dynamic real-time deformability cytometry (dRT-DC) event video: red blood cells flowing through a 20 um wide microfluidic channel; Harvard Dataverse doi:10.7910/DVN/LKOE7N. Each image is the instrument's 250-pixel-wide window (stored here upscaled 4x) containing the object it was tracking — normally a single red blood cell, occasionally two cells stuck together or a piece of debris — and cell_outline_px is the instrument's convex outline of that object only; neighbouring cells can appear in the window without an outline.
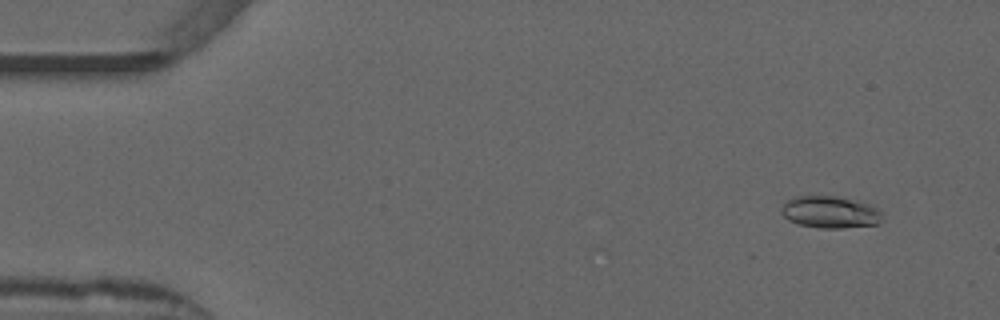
{"species": "common noctule bat (a hibernating species)", "species_latin": "Nyctalus noctula", "temperature_condition": "warm", "stored_images_in_passage": 52, "camera_frame_rate_fps": 3000, "um_per_image_px": 0.085, "animal": {"sex": "male", "forearm_length_mm": 52.5}, "frame": {"image": 1, "passage_image": 4, "time_ms": 1.0, "image_size_px": [1000, 320], "cell_outline_px": [[884, 212], [880, 220], [876, 224], [840, 228], [820, 228], [800, 224], [788, 220], [780, 212], [780, 208], [792, 196], [836, 196], [872, 204]], "centroid_in_image_um": [70.57, 18.02], "position_along_channel_um": 14.4, "area_um2": 18.9}}
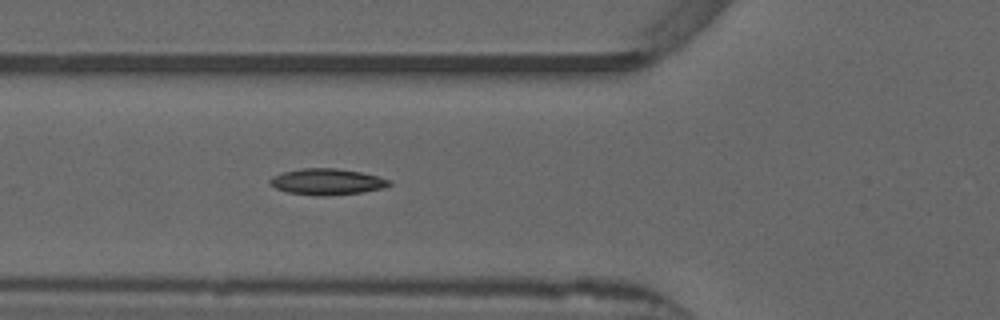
{"frame": {"image": 2, "passage_image": 19, "time_ms": 6.0, "image_size_px": [1000, 320], "cell_outline_px": [[392, 184], [384, 188], [360, 192], [324, 196], [316, 196], [288, 192], [276, 188], [268, 184], [268, 180], [272, 176], [284, 172], [300, 168], [336, 168], [360, 172], [392, 180]], "centroid_in_image_um": [27.77, 15.44], "position_along_channel_um": 98.0, "area_um2": 18.21}}
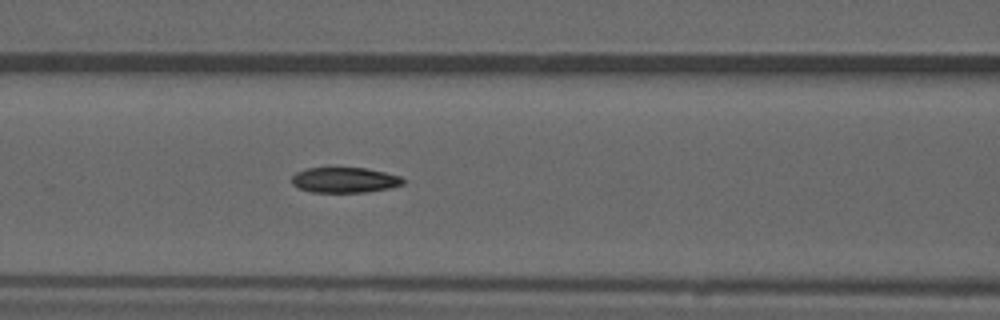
{"frame": {"image": 3, "passage_image": 22, "time_ms": 7.0, "image_size_px": [1000, 320], "cell_outline_px": [[404, 184], [388, 188], [368, 192], [312, 192], [300, 188], [292, 184], [292, 176], [296, 172], [308, 168], [364, 168], [384, 172], [400, 176], [404, 180]], "centroid_in_image_um": [29.29, 15.3], "position_along_channel_um": 137.3, "area_um2": 16.3}, "authors_computed_cell_mechanics": {"area_um2": 17.34, "velocity_mm_per_s": 3.8954, "shape_relaxation_time_tau1_ms": null, "shape_relaxation_time_tau2_ms": 3.487, "deformation_change_tau1": null, "deformation_change_tau2": 0.1053}}